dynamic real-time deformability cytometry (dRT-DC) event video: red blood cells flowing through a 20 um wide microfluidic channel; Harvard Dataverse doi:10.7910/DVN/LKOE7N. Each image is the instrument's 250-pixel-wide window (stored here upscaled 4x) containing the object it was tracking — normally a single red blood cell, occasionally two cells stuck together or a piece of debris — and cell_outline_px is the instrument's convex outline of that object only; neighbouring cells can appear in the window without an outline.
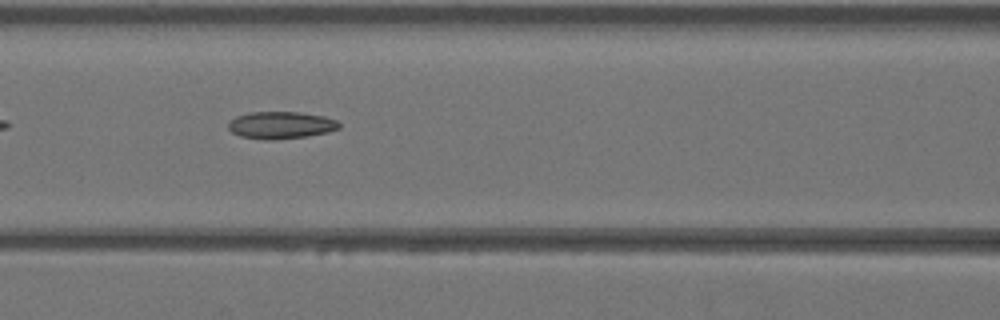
{"species": "Egyptian fruit bat (a non-hibernating species)", "species_latin": "Rousettus aegyptiacus", "temperature_condition": "warm", "stored_images_in_passage": 29, "camera_frame_rate_fps": 3000, "um_per_image_px": 0.085, "animal": {"sex": "female"}, "frame": {"image": 1, "passage_image": 5, "time_ms": 1.333, "image_size_px": [1000, 320], "cell_outline_px": [[340, 128], [328, 132], [308, 136], [272, 140], [264, 140], [240, 136], [232, 132], [228, 128], [228, 124], [236, 116], [248, 112], [300, 112], [324, 116], [336, 120], [340, 124]], "centroid_in_image_um": [23.88, 10.64], "position_along_channel_um": 142.7, "area_um2": 17.63}}
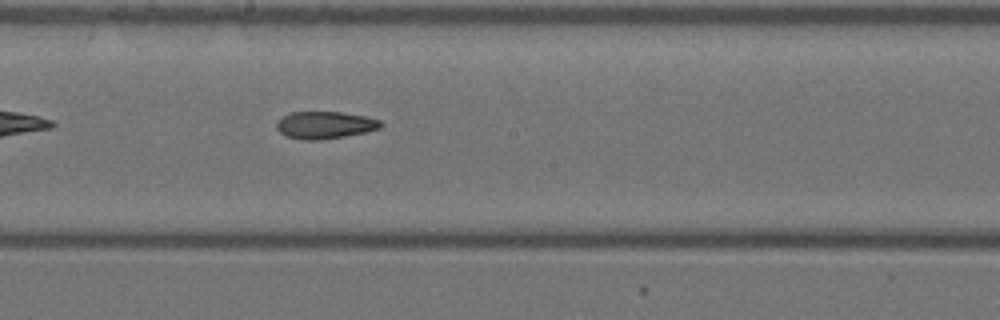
{"frame": {"image": 2, "passage_image": 10, "time_ms": 3.0, "image_size_px": [1000, 320], "cell_outline_px": [[384, 124], [380, 128], [364, 132], [344, 136], [320, 140], [300, 140], [284, 136], [276, 128], [276, 124], [284, 116], [292, 112], [340, 112], [364, 116], [380, 120]], "centroid_in_image_um": [27.6, 10.64], "position_along_channel_um": 220.6, "area_um2": 16.47}}
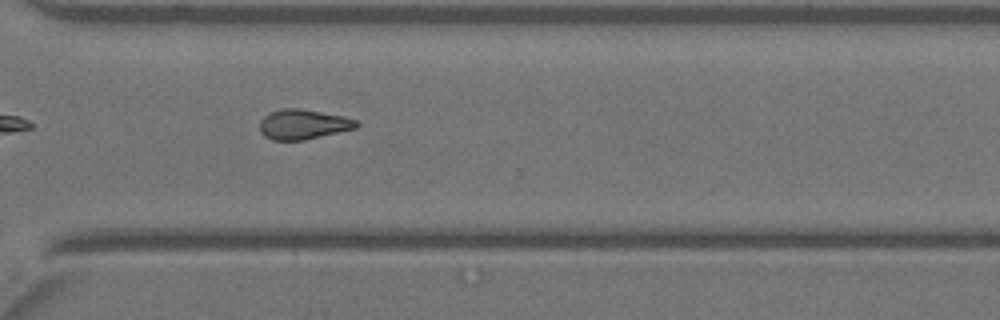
{"frame": {"image": 3, "passage_image": 18, "time_ms": 5.667, "image_size_px": [1000, 320], "cell_outline_px": [[360, 124], [356, 128], [304, 140], [272, 140], [264, 136], [260, 132], [260, 120], [264, 116], [280, 108], [300, 108], [344, 116], [356, 120]], "centroid_in_image_um": [25.76, 10.56], "position_along_channel_um": 344.8, "area_um2": 16.88}}